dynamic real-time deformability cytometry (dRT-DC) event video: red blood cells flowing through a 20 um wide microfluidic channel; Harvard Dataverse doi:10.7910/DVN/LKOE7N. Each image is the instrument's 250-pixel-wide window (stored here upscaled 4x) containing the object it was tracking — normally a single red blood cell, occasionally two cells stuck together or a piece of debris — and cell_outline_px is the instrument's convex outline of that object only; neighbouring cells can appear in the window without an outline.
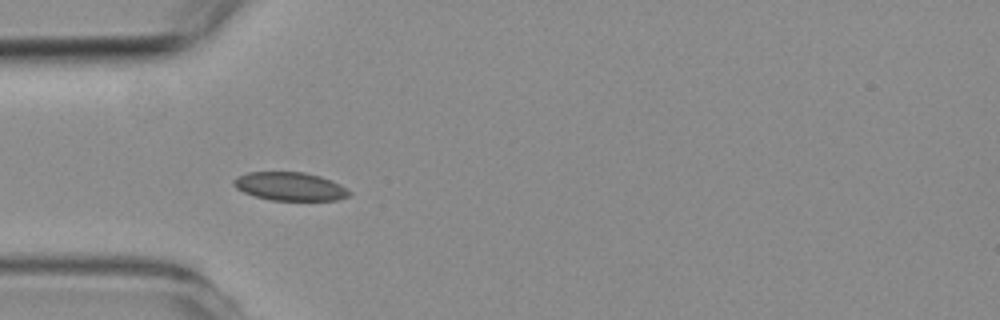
{"species": "common noctule bat (a hibernating species)", "species_latin": "Nyctalus noctula", "temperature_condition": "room temperature", "stored_images_in_passage": 5, "camera_frame_rate_fps": 3000, "um_per_image_px": 0.085, "animal": {"sex": "female", "body_mass_g": 19.3, "forearm_length_mm": 54.1}, "frame": {"image": 1, "passage_image": 3, "time_ms": 3.667, "image_size_px": [1000, 320], "cell_outline_px": [[352, 192], [348, 196], [336, 200], [272, 200], [256, 196], [244, 192], [236, 188], [232, 184], [232, 180], [236, 176], [248, 172], [304, 172], [320, 176], [332, 180], [340, 184]], "centroid_in_image_um": [24.64, 15.83], "position_along_channel_um": 60.4, "area_um2": 19.13}}
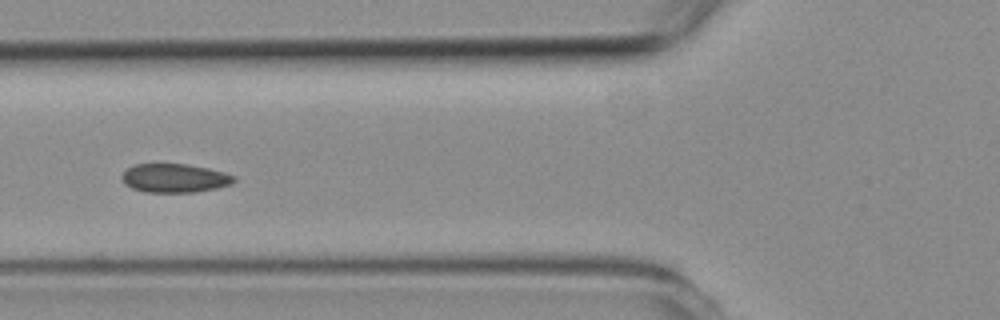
{"frame": {"image": 2, "passage_image": 4, "time_ms": 5.0, "image_size_px": [1000, 320], "cell_outline_px": [[236, 180], [232, 184], [216, 188], [196, 192], [144, 192], [132, 188], [124, 184], [120, 176], [132, 164], [188, 164], [208, 168], [224, 172], [236, 176]], "centroid_in_image_um": [14.84, 15.14], "position_along_channel_um": 111.0, "area_um2": 18.96}}
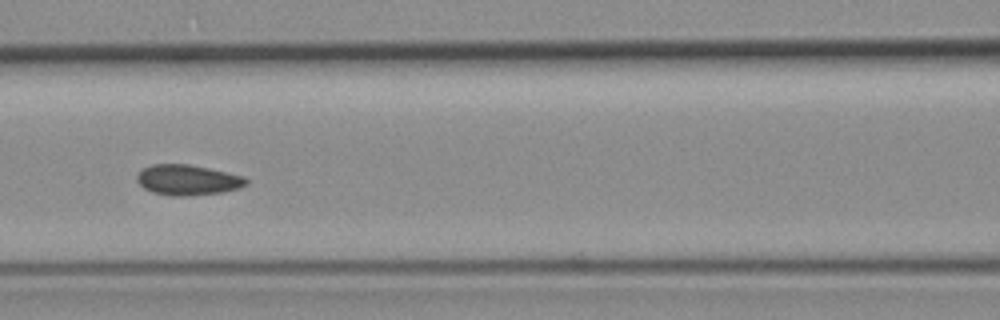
{"frame": {"image": 3, "passage_image": 5, "time_ms": 6.0, "image_size_px": [1000, 320], "cell_outline_px": [[248, 184], [240, 188], [220, 192], [188, 196], [172, 196], [152, 192], [144, 188], [136, 180], [136, 176], [140, 168], [152, 164], [188, 164], [208, 168], [244, 176], [248, 180]], "centroid_in_image_um": [15.92, 15.29], "position_along_channel_um": 150.7, "area_um2": 19.48}}